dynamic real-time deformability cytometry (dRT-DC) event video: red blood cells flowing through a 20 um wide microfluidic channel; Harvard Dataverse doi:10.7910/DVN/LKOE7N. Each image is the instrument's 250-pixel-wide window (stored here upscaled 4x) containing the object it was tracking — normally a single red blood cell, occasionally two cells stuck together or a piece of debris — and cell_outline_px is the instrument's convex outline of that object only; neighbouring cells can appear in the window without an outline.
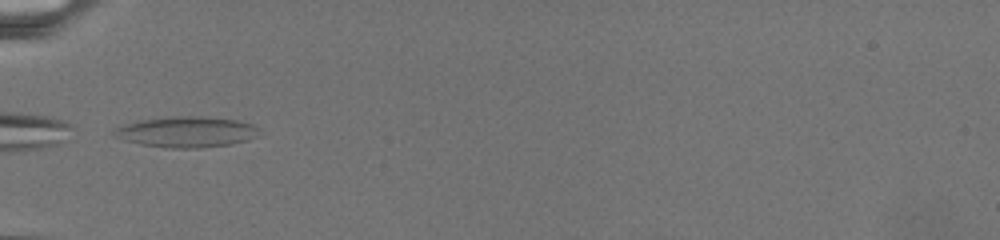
{"species": "common noctule bat (a hibernating species)", "species_latin": "Nyctalus noctula", "temperature_condition": "warm", "stored_images_in_passage": 63, "camera_frame_rate_fps": 3000, "um_per_image_px": 0.085, "animal": {"sex": "female", "body_mass_g": 19.5, "forearm_length_mm": 54.1}, "frame": {"image": 1, "passage_image": 1, "time_ms": 0.0, "image_size_px": [1000, 240], "cell_outline_px": [[260, 128], [256, 136], [248, 140], [228, 144], [200, 148], [172, 148], [140, 144], [116, 136], [112, 132], [116, 128], [140, 120], [184, 116], [196, 116], [236, 120], [252, 124]], "centroid_in_image_um": [15.9, 11.22], "position_along_channel_um": 69.1, "area_um2": 25.37}}
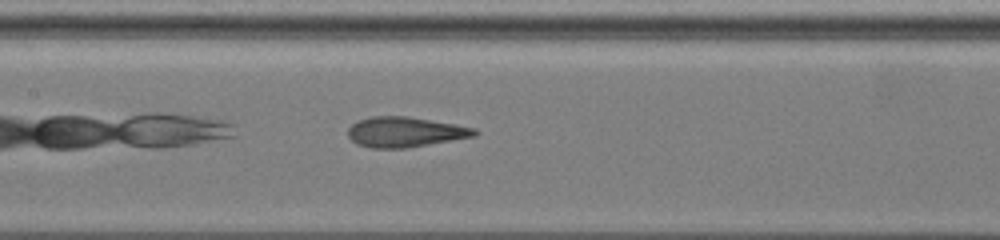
{"frame": {"image": 2, "passage_image": 19, "time_ms": 3.667, "image_size_px": [1000, 240], "cell_outline_px": [[480, 132], [476, 136], [408, 148], [372, 148], [356, 144], [348, 136], [348, 128], [352, 124], [360, 120], [372, 116], [408, 116], [456, 124], [476, 128]], "centroid_in_image_um": [34.46, 11.22], "position_along_channel_um": 172.9, "area_um2": 22.43}}
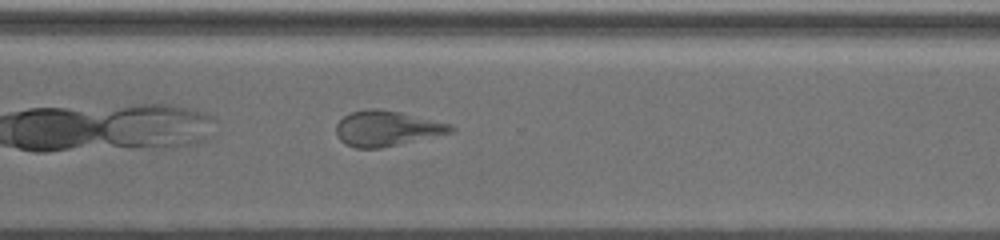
{"frame": {"image": 3, "passage_image": 44, "time_ms": 9.333, "image_size_px": [1000, 240], "cell_outline_px": [[456, 128], [452, 132], [380, 148], [356, 148], [344, 144], [340, 140], [336, 132], [336, 124], [344, 116], [352, 112], [368, 108], [376, 108], [400, 112], [452, 124]], "centroid_in_image_um": [32.86, 10.91], "position_along_channel_um": 337.7, "area_um2": 23.41}}